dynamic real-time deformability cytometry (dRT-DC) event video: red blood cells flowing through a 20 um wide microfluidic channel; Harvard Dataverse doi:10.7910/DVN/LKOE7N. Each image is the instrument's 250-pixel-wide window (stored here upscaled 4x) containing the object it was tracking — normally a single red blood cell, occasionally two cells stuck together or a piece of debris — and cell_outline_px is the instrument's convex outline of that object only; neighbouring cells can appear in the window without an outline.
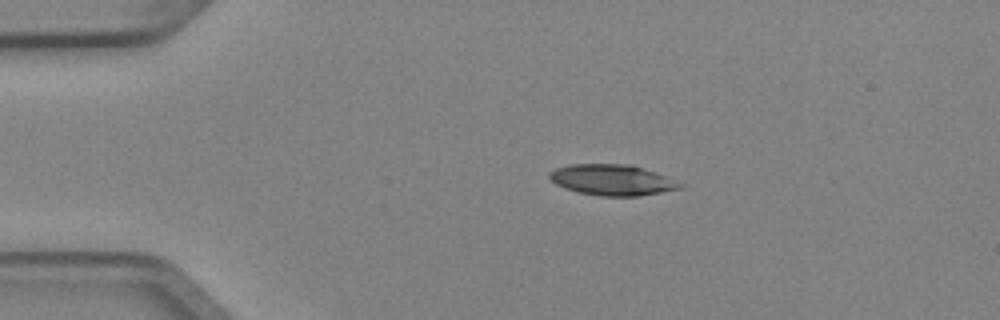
{"species": "Egyptian fruit bat (a non-hibernating species)", "species_latin": "Rousettus aegyptiacus", "temperature_condition": "cold", "stored_images_in_passage": 5, "camera_frame_rate_fps": 3000, "um_per_image_px": 0.085, "animal": {"sex": "female"}, "frame": {"image": 1, "passage_image": 1, "time_ms": 0.0, "image_size_px": [1000, 320], "cell_outline_px": [[684, 184], [680, 188], [640, 196], [600, 196], [580, 192], [564, 188], [556, 184], [548, 176], [548, 172], [556, 168], [568, 164], [632, 164], [664, 176]], "centroid_in_image_um": [51.99, 15.29], "position_along_channel_um": 33.0, "area_um2": 23.29}}
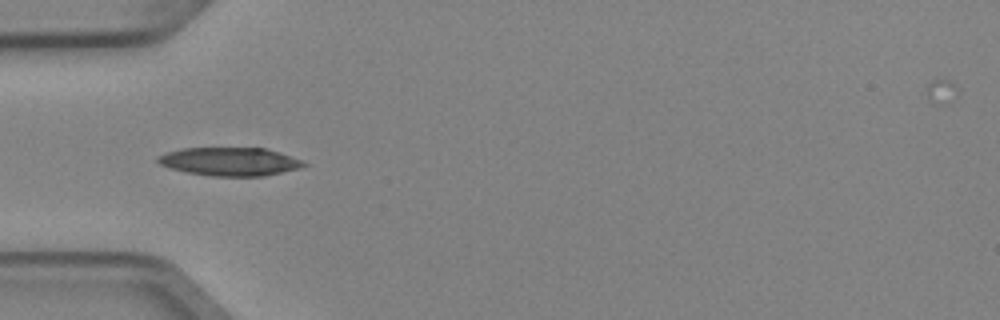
{"frame": {"image": 2, "passage_image": 3, "time_ms": 0.667, "image_size_px": [1000, 320], "cell_outline_px": [[308, 164], [300, 168], [264, 176], [212, 176], [188, 172], [168, 168], [160, 164], [156, 160], [156, 156], [164, 152], [180, 148], [264, 148], [280, 152], [300, 160]], "centroid_in_image_um": [19.48, 13.73], "position_along_channel_um": 65.5, "area_um2": 24.16}}
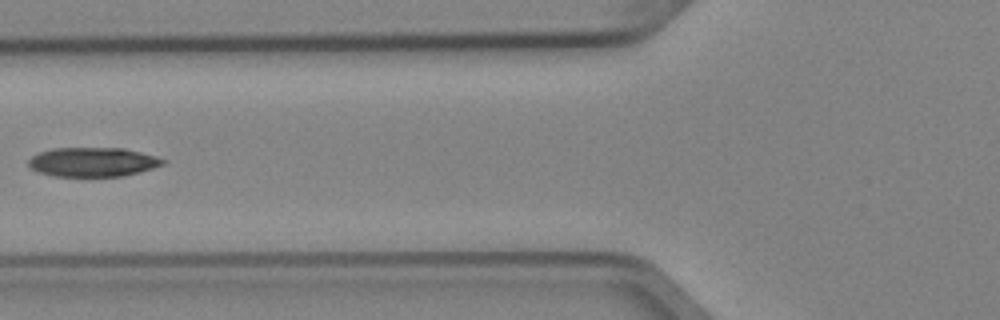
{"frame": {"image": 3, "passage_image": 4, "time_ms": 1.0, "image_size_px": [1000, 320], "cell_outline_px": [[168, 160], [164, 164], [152, 168], [120, 176], [56, 176], [40, 172], [32, 168], [28, 164], [28, 160], [32, 156], [40, 152], [52, 148], [124, 148], [156, 156]], "centroid_in_image_um": [7.9, 13.76], "position_along_channel_um": 117.9, "area_um2": 22.66}}